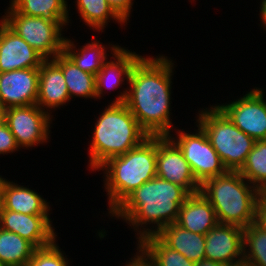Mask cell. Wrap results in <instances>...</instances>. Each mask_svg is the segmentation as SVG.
I'll use <instances>...</instances> for the list:
<instances>
[{
    "instance_id": "obj_1",
    "label": "cell",
    "mask_w": 266,
    "mask_h": 266,
    "mask_svg": "<svg viewBox=\"0 0 266 266\" xmlns=\"http://www.w3.org/2000/svg\"><path fill=\"white\" fill-rule=\"evenodd\" d=\"M168 58L164 54L141 56L131 69L129 87L111 101L125 103L149 136H169L176 128L170 114L175 64Z\"/></svg>"
},
{
    "instance_id": "obj_33",
    "label": "cell",
    "mask_w": 266,
    "mask_h": 266,
    "mask_svg": "<svg viewBox=\"0 0 266 266\" xmlns=\"http://www.w3.org/2000/svg\"><path fill=\"white\" fill-rule=\"evenodd\" d=\"M255 224L266 232V202L261 198L256 205Z\"/></svg>"
},
{
    "instance_id": "obj_28",
    "label": "cell",
    "mask_w": 266,
    "mask_h": 266,
    "mask_svg": "<svg viewBox=\"0 0 266 266\" xmlns=\"http://www.w3.org/2000/svg\"><path fill=\"white\" fill-rule=\"evenodd\" d=\"M243 259L253 266H266V232L255 223L243 228Z\"/></svg>"
},
{
    "instance_id": "obj_31",
    "label": "cell",
    "mask_w": 266,
    "mask_h": 266,
    "mask_svg": "<svg viewBox=\"0 0 266 266\" xmlns=\"http://www.w3.org/2000/svg\"><path fill=\"white\" fill-rule=\"evenodd\" d=\"M114 13L125 23L129 22V17L133 11L134 0H106ZM128 21V22H127Z\"/></svg>"
},
{
    "instance_id": "obj_38",
    "label": "cell",
    "mask_w": 266,
    "mask_h": 266,
    "mask_svg": "<svg viewBox=\"0 0 266 266\" xmlns=\"http://www.w3.org/2000/svg\"><path fill=\"white\" fill-rule=\"evenodd\" d=\"M225 266H253L250 262L246 261L245 259H242L238 262H234L233 264H228Z\"/></svg>"
},
{
    "instance_id": "obj_9",
    "label": "cell",
    "mask_w": 266,
    "mask_h": 266,
    "mask_svg": "<svg viewBox=\"0 0 266 266\" xmlns=\"http://www.w3.org/2000/svg\"><path fill=\"white\" fill-rule=\"evenodd\" d=\"M52 118L48 112L33 104L7 108L5 122L14 135L19 149L29 150L50 141Z\"/></svg>"
},
{
    "instance_id": "obj_21",
    "label": "cell",
    "mask_w": 266,
    "mask_h": 266,
    "mask_svg": "<svg viewBox=\"0 0 266 266\" xmlns=\"http://www.w3.org/2000/svg\"><path fill=\"white\" fill-rule=\"evenodd\" d=\"M156 236L168 247L198 263L205 259V235L190 232L176 223L163 227Z\"/></svg>"
},
{
    "instance_id": "obj_8",
    "label": "cell",
    "mask_w": 266,
    "mask_h": 266,
    "mask_svg": "<svg viewBox=\"0 0 266 266\" xmlns=\"http://www.w3.org/2000/svg\"><path fill=\"white\" fill-rule=\"evenodd\" d=\"M195 125L197 126V129H194L195 132L189 133L175 128L176 134H169V137L180 148L185 160L189 163L193 176L202 185L207 179L225 174L227 169L204 130L198 124Z\"/></svg>"
},
{
    "instance_id": "obj_30",
    "label": "cell",
    "mask_w": 266,
    "mask_h": 266,
    "mask_svg": "<svg viewBox=\"0 0 266 266\" xmlns=\"http://www.w3.org/2000/svg\"><path fill=\"white\" fill-rule=\"evenodd\" d=\"M20 151L16 144L14 135L11 133L7 123L0 125V155H8Z\"/></svg>"
},
{
    "instance_id": "obj_6",
    "label": "cell",
    "mask_w": 266,
    "mask_h": 266,
    "mask_svg": "<svg viewBox=\"0 0 266 266\" xmlns=\"http://www.w3.org/2000/svg\"><path fill=\"white\" fill-rule=\"evenodd\" d=\"M195 123L204 130L227 171H239L255 140L235 126L215 104L199 109Z\"/></svg>"
},
{
    "instance_id": "obj_19",
    "label": "cell",
    "mask_w": 266,
    "mask_h": 266,
    "mask_svg": "<svg viewBox=\"0 0 266 266\" xmlns=\"http://www.w3.org/2000/svg\"><path fill=\"white\" fill-rule=\"evenodd\" d=\"M94 37L96 38L97 36L92 35L91 41H88L83 46H79L78 43L74 44L75 42L72 39L70 40V38L66 37L63 49V53L78 68L92 75H96L104 63L109 60L107 57L111 56L120 47L119 44H108L109 47H107V44H103L99 38L95 39ZM76 45L81 48H77ZM108 48L111 51V55L107 53L109 52Z\"/></svg>"
},
{
    "instance_id": "obj_25",
    "label": "cell",
    "mask_w": 266,
    "mask_h": 266,
    "mask_svg": "<svg viewBox=\"0 0 266 266\" xmlns=\"http://www.w3.org/2000/svg\"><path fill=\"white\" fill-rule=\"evenodd\" d=\"M79 17L85 25L101 33L108 26L109 20L126 25L110 8L106 0H75ZM98 30V31H97Z\"/></svg>"
},
{
    "instance_id": "obj_39",
    "label": "cell",
    "mask_w": 266,
    "mask_h": 266,
    "mask_svg": "<svg viewBox=\"0 0 266 266\" xmlns=\"http://www.w3.org/2000/svg\"><path fill=\"white\" fill-rule=\"evenodd\" d=\"M260 198L266 202V186L260 190Z\"/></svg>"
},
{
    "instance_id": "obj_5",
    "label": "cell",
    "mask_w": 266,
    "mask_h": 266,
    "mask_svg": "<svg viewBox=\"0 0 266 266\" xmlns=\"http://www.w3.org/2000/svg\"><path fill=\"white\" fill-rule=\"evenodd\" d=\"M200 192L214 208L219 223L242 228L255 223L260 191L238 171L207 179Z\"/></svg>"
},
{
    "instance_id": "obj_20",
    "label": "cell",
    "mask_w": 266,
    "mask_h": 266,
    "mask_svg": "<svg viewBox=\"0 0 266 266\" xmlns=\"http://www.w3.org/2000/svg\"><path fill=\"white\" fill-rule=\"evenodd\" d=\"M49 204L42 194L4 178L3 209L28 215H50Z\"/></svg>"
},
{
    "instance_id": "obj_36",
    "label": "cell",
    "mask_w": 266,
    "mask_h": 266,
    "mask_svg": "<svg viewBox=\"0 0 266 266\" xmlns=\"http://www.w3.org/2000/svg\"><path fill=\"white\" fill-rule=\"evenodd\" d=\"M3 186H4V177L0 175V217L3 210Z\"/></svg>"
},
{
    "instance_id": "obj_13",
    "label": "cell",
    "mask_w": 266,
    "mask_h": 266,
    "mask_svg": "<svg viewBox=\"0 0 266 266\" xmlns=\"http://www.w3.org/2000/svg\"><path fill=\"white\" fill-rule=\"evenodd\" d=\"M38 83L39 68L0 73V103L6 109L36 104Z\"/></svg>"
},
{
    "instance_id": "obj_18",
    "label": "cell",
    "mask_w": 266,
    "mask_h": 266,
    "mask_svg": "<svg viewBox=\"0 0 266 266\" xmlns=\"http://www.w3.org/2000/svg\"><path fill=\"white\" fill-rule=\"evenodd\" d=\"M218 223L214 208L201 192L186 199L176 221L181 228L201 235H206Z\"/></svg>"
},
{
    "instance_id": "obj_35",
    "label": "cell",
    "mask_w": 266,
    "mask_h": 266,
    "mask_svg": "<svg viewBox=\"0 0 266 266\" xmlns=\"http://www.w3.org/2000/svg\"><path fill=\"white\" fill-rule=\"evenodd\" d=\"M195 266H225L224 264L212 260L203 259L196 263Z\"/></svg>"
},
{
    "instance_id": "obj_11",
    "label": "cell",
    "mask_w": 266,
    "mask_h": 266,
    "mask_svg": "<svg viewBox=\"0 0 266 266\" xmlns=\"http://www.w3.org/2000/svg\"><path fill=\"white\" fill-rule=\"evenodd\" d=\"M156 176L184 187L190 194L201 189L182 151L169 136H157Z\"/></svg>"
},
{
    "instance_id": "obj_24",
    "label": "cell",
    "mask_w": 266,
    "mask_h": 266,
    "mask_svg": "<svg viewBox=\"0 0 266 266\" xmlns=\"http://www.w3.org/2000/svg\"><path fill=\"white\" fill-rule=\"evenodd\" d=\"M36 249L28 240L0 227V262L4 266H25Z\"/></svg>"
},
{
    "instance_id": "obj_17",
    "label": "cell",
    "mask_w": 266,
    "mask_h": 266,
    "mask_svg": "<svg viewBox=\"0 0 266 266\" xmlns=\"http://www.w3.org/2000/svg\"><path fill=\"white\" fill-rule=\"evenodd\" d=\"M141 56L135 51L128 50V47L120 46L112 54L113 60H107L95 75L97 99L103 98L106 90L112 91V89H118L127 84L131 69Z\"/></svg>"
},
{
    "instance_id": "obj_3",
    "label": "cell",
    "mask_w": 266,
    "mask_h": 266,
    "mask_svg": "<svg viewBox=\"0 0 266 266\" xmlns=\"http://www.w3.org/2000/svg\"><path fill=\"white\" fill-rule=\"evenodd\" d=\"M103 109L96 117L92 140L89 141L88 167L91 171H96L109 158L137 147L149 137L125 103H109Z\"/></svg>"
},
{
    "instance_id": "obj_34",
    "label": "cell",
    "mask_w": 266,
    "mask_h": 266,
    "mask_svg": "<svg viewBox=\"0 0 266 266\" xmlns=\"http://www.w3.org/2000/svg\"><path fill=\"white\" fill-rule=\"evenodd\" d=\"M261 4H260V23H261V26H262V28L263 29H265V31H266V0H261V2H260Z\"/></svg>"
},
{
    "instance_id": "obj_12",
    "label": "cell",
    "mask_w": 266,
    "mask_h": 266,
    "mask_svg": "<svg viewBox=\"0 0 266 266\" xmlns=\"http://www.w3.org/2000/svg\"><path fill=\"white\" fill-rule=\"evenodd\" d=\"M52 222L49 215H28L6 209L0 217L2 229L18 234L36 248L47 247L57 239Z\"/></svg>"
},
{
    "instance_id": "obj_15",
    "label": "cell",
    "mask_w": 266,
    "mask_h": 266,
    "mask_svg": "<svg viewBox=\"0 0 266 266\" xmlns=\"http://www.w3.org/2000/svg\"><path fill=\"white\" fill-rule=\"evenodd\" d=\"M45 59L0 19V73L39 68Z\"/></svg>"
},
{
    "instance_id": "obj_14",
    "label": "cell",
    "mask_w": 266,
    "mask_h": 266,
    "mask_svg": "<svg viewBox=\"0 0 266 266\" xmlns=\"http://www.w3.org/2000/svg\"><path fill=\"white\" fill-rule=\"evenodd\" d=\"M243 228L218 223L205 235V259L233 264L243 259Z\"/></svg>"
},
{
    "instance_id": "obj_32",
    "label": "cell",
    "mask_w": 266,
    "mask_h": 266,
    "mask_svg": "<svg viewBox=\"0 0 266 266\" xmlns=\"http://www.w3.org/2000/svg\"><path fill=\"white\" fill-rule=\"evenodd\" d=\"M137 252L130 260H126L123 266H157L150 255L137 243Z\"/></svg>"
},
{
    "instance_id": "obj_7",
    "label": "cell",
    "mask_w": 266,
    "mask_h": 266,
    "mask_svg": "<svg viewBox=\"0 0 266 266\" xmlns=\"http://www.w3.org/2000/svg\"><path fill=\"white\" fill-rule=\"evenodd\" d=\"M1 20L45 60L63 53L66 27L57 20L18 13L10 4Z\"/></svg>"
},
{
    "instance_id": "obj_22",
    "label": "cell",
    "mask_w": 266,
    "mask_h": 266,
    "mask_svg": "<svg viewBox=\"0 0 266 266\" xmlns=\"http://www.w3.org/2000/svg\"><path fill=\"white\" fill-rule=\"evenodd\" d=\"M52 60L62 69L70 100L76 97L97 99L95 75L82 71L64 53Z\"/></svg>"
},
{
    "instance_id": "obj_27",
    "label": "cell",
    "mask_w": 266,
    "mask_h": 266,
    "mask_svg": "<svg viewBox=\"0 0 266 266\" xmlns=\"http://www.w3.org/2000/svg\"><path fill=\"white\" fill-rule=\"evenodd\" d=\"M157 266H195L184 255L166 246L156 235L145 237L138 243Z\"/></svg>"
},
{
    "instance_id": "obj_16",
    "label": "cell",
    "mask_w": 266,
    "mask_h": 266,
    "mask_svg": "<svg viewBox=\"0 0 266 266\" xmlns=\"http://www.w3.org/2000/svg\"><path fill=\"white\" fill-rule=\"evenodd\" d=\"M70 96L62 69L52 60H44L39 67L38 98L36 104L51 116L60 106L68 105Z\"/></svg>"
},
{
    "instance_id": "obj_10",
    "label": "cell",
    "mask_w": 266,
    "mask_h": 266,
    "mask_svg": "<svg viewBox=\"0 0 266 266\" xmlns=\"http://www.w3.org/2000/svg\"><path fill=\"white\" fill-rule=\"evenodd\" d=\"M242 97L216 106L255 141L266 140V99L264 88L253 87Z\"/></svg>"
},
{
    "instance_id": "obj_29",
    "label": "cell",
    "mask_w": 266,
    "mask_h": 266,
    "mask_svg": "<svg viewBox=\"0 0 266 266\" xmlns=\"http://www.w3.org/2000/svg\"><path fill=\"white\" fill-rule=\"evenodd\" d=\"M60 248L57 239L47 247L37 248L25 266H69L70 259Z\"/></svg>"
},
{
    "instance_id": "obj_23",
    "label": "cell",
    "mask_w": 266,
    "mask_h": 266,
    "mask_svg": "<svg viewBox=\"0 0 266 266\" xmlns=\"http://www.w3.org/2000/svg\"><path fill=\"white\" fill-rule=\"evenodd\" d=\"M9 4L21 14L57 20L66 27L71 24L67 0H10Z\"/></svg>"
},
{
    "instance_id": "obj_26",
    "label": "cell",
    "mask_w": 266,
    "mask_h": 266,
    "mask_svg": "<svg viewBox=\"0 0 266 266\" xmlns=\"http://www.w3.org/2000/svg\"><path fill=\"white\" fill-rule=\"evenodd\" d=\"M238 172L259 191L266 186V140L255 141Z\"/></svg>"
},
{
    "instance_id": "obj_4",
    "label": "cell",
    "mask_w": 266,
    "mask_h": 266,
    "mask_svg": "<svg viewBox=\"0 0 266 266\" xmlns=\"http://www.w3.org/2000/svg\"><path fill=\"white\" fill-rule=\"evenodd\" d=\"M157 136H149L130 151L109 158L103 172L109 214L135 189L156 177Z\"/></svg>"
},
{
    "instance_id": "obj_37",
    "label": "cell",
    "mask_w": 266,
    "mask_h": 266,
    "mask_svg": "<svg viewBox=\"0 0 266 266\" xmlns=\"http://www.w3.org/2000/svg\"><path fill=\"white\" fill-rule=\"evenodd\" d=\"M6 119V108L3 106V104L0 103V125L5 123Z\"/></svg>"
},
{
    "instance_id": "obj_2",
    "label": "cell",
    "mask_w": 266,
    "mask_h": 266,
    "mask_svg": "<svg viewBox=\"0 0 266 266\" xmlns=\"http://www.w3.org/2000/svg\"><path fill=\"white\" fill-rule=\"evenodd\" d=\"M190 195L184 187L156 176L130 193L109 215L133 228L139 243L176 223L180 207Z\"/></svg>"
}]
</instances>
